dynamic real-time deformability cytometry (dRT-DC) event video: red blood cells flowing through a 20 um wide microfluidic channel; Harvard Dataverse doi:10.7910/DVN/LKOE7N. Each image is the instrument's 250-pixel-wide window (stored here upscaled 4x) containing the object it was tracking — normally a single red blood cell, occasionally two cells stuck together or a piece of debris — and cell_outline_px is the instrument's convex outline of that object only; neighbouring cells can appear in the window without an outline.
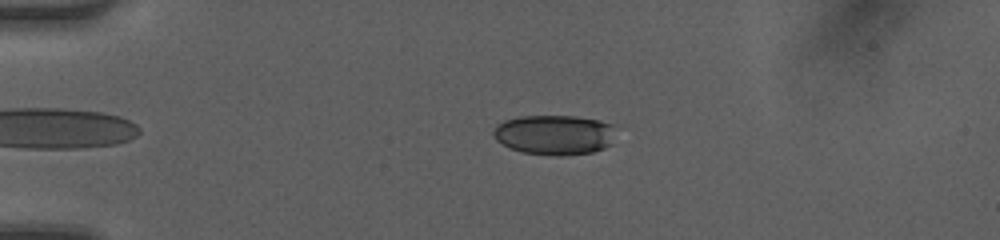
{"species": "human", "species_latin": "Homo sapiens", "temperature_condition": "room temperature", "stored_images_in_passage": 40, "camera_frame_rate_fps": 3000, "um_per_image_px": 0.085, "donor": {"sex": "female"}, "frame": {"image": 1, "passage_image": 2, "time_ms": 0.333, "image_size_px": [1000, 240], "cell_outline_px": [[612, 144], [604, 148], [592, 152], [560, 156], [520, 152], [496, 140], [492, 132], [496, 124], [504, 120], [520, 116], [576, 116], [600, 120], [612, 124]], "centroid_in_image_um": [47.1, 11.45], "position_along_channel_um": 37.9, "area_um2": 28.44}}
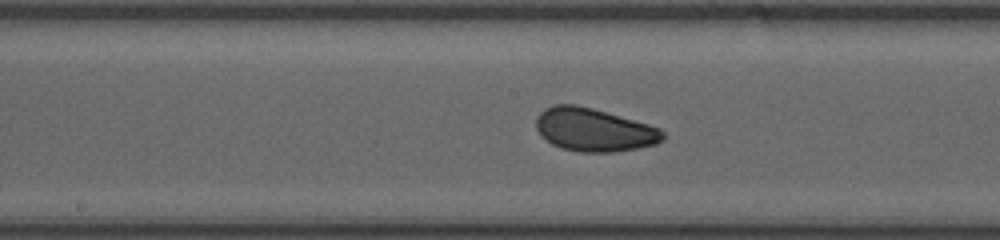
{"frame": {"image": 2, "passage_image": 17, "time_ms": 5.333, "image_size_px": [1000, 240], "cell_outline_px": [[664, 140], [656, 144], [636, 148], [612, 152], [580, 152], [560, 148], [552, 144], [536, 128], [536, 116], [544, 108], [556, 104], [576, 104], [592, 108], [648, 124], [660, 128], [664, 132]], "centroid_in_image_um": [50.49, 11.03], "position_along_channel_um": 197.7, "area_um2": 31.73}}
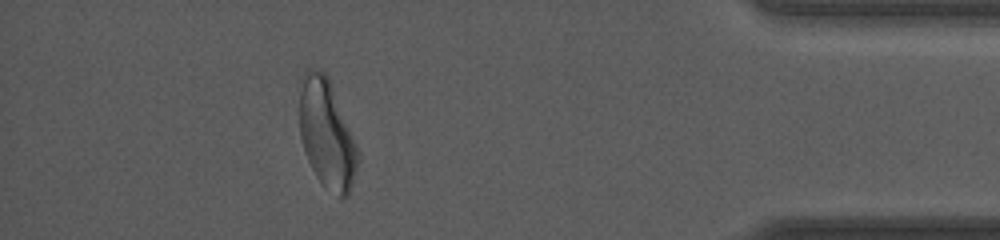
{"frame": {"image": 3, "passage_image": 35, "time_ms": 11.333, "image_size_px": [1000, 240], "cell_outline_px": [[356, 168], [352, 184], [348, 196], [340, 196], [324, 188], [316, 176], [308, 160], [300, 136], [300, 92], [304, 72], [308, 68], [312, 68], [324, 72], [328, 76], [356, 144]], "centroid_in_image_um": [27.75, 11.38], "position_along_channel_um": 407.5, "area_um2": 36.07}, "authors_computed_cell_mechanics": {"area_um2": 31.6455, "velocity_mm_per_s": 4.2033, "shape_relaxation_time_tau1_ms": 2.7673, "shape_relaxation_time_tau2_ms": 0.8867, "deformation_change_tau1": 0.1263, "deformation_change_tau2": 0.0385}}